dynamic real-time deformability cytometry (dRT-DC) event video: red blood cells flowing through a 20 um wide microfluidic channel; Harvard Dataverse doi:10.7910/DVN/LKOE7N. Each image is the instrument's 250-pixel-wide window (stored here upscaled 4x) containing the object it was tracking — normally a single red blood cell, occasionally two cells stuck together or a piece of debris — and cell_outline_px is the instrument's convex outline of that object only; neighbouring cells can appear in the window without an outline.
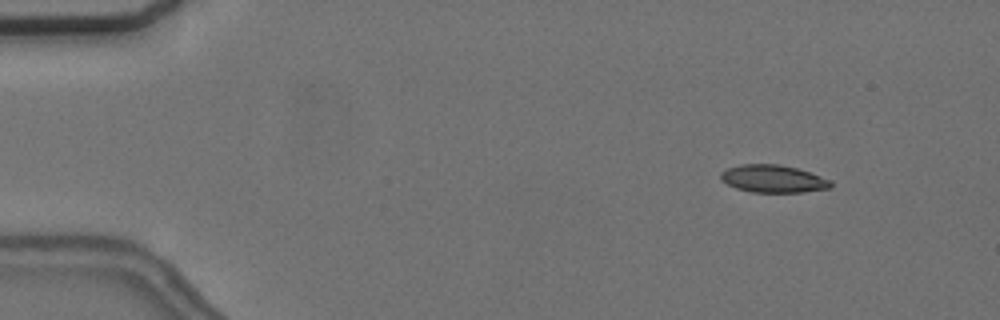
{"species": "common noctule bat (a hibernating species)", "species_latin": "Nyctalus noctula", "temperature_condition": "cold", "stored_images_in_passage": 8, "camera_frame_rate_fps": 3000, "um_per_image_px": 0.085, "animal": {"sex": "female", "body_mass_g": 24.6, "forearm_length_mm": 56.2}, "frame": {"image": 1, "passage_image": 2, "time_ms": 2.0, "image_size_px": [1000, 320], "cell_outline_px": [[832, 188], [804, 192], [752, 192], [736, 188], [720, 180], [720, 172], [728, 168], [740, 164], [780, 164], [796, 168], [832, 180]], "centroid_in_image_um": [65.72, 15.2], "position_along_channel_um": 19.3, "area_um2": 17.74}}